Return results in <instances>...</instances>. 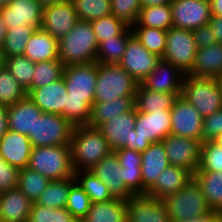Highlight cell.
Instances as JSON below:
<instances>
[{
	"label": "cell",
	"mask_w": 222,
	"mask_h": 222,
	"mask_svg": "<svg viewBox=\"0 0 222 222\" xmlns=\"http://www.w3.org/2000/svg\"><path fill=\"white\" fill-rule=\"evenodd\" d=\"M97 76V62L64 67L63 78L68 93L64 106V118L73 127L89 124Z\"/></svg>",
	"instance_id": "obj_1"
},
{
	"label": "cell",
	"mask_w": 222,
	"mask_h": 222,
	"mask_svg": "<svg viewBox=\"0 0 222 222\" xmlns=\"http://www.w3.org/2000/svg\"><path fill=\"white\" fill-rule=\"evenodd\" d=\"M98 47L91 23L79 20L58 40L59 60L64 66L96 62Z\"/></svg>",
	"instance_id": "obj_2"
},
{
	"label": "cell",
	"mask_w": 222,
	"mask_h": 222,
	"mask_svg": "<svg viewBox=\"0 0 222 222\" xmlns=\"http://www.w3.org/2000/svg\"><path fill=\"white\" fill-rule=\"evenodd\" d=\"M70 149L74 171L90 170L112 152L101 132L89 125L74 127Z\"/></svg>",
	"instance_id": "obj_3"
},
{
	"label": "cell",
	"mask_w": 222,
	"mask_h": 222,
	"mask_svg": "<svg viewBox=\"0 0 222 222\" xmlns=\"http://www.w3.org/2000/svg\"><path fill=\"white\" fill-rule=\"evenodd\" d=\"M28 167L51 181L72 178L75 171L70 145L32 147Z\"/></svg>",
	"instance_id": "obj_4"
},
{
	"label": "cell",
	"mask_w": 222,
	"mask_h": 222,
	"mask_svg": "<svg viewBox=\"0 0 222 222\" xmlns=\"http://www.w3.org/2000/svg\"><path fill=\"white\" fill-rule=\"evenodd\" d=\"M181 96L189 101L202 117L222 109V87L217 78L185 74Z\"/></svg>",
	"instance_id": "obj_5"
},
{
	"label": "cell",
	"mask_w": 222,
	"mask_h": 222,
	"mask_svg": "<svg viewBox=\"0 0 222 222\" xmlns=\"http://www.w3.org/2000/svg\"><path fill=\"white\" fill-rule=\"evenodd\" d=\"M170 222L204 216L211 212L200 185L194 178L181 190L162 199Z\"/></svg>",
	"instance_id": "obj_6"
},
{
	"label": "cell",
	"mask_w": 222,
	"mask_h": 222,
	"mask_svg": "<svg viewBox=\"0 0 222 222\" xmlns=\"http://www.w3.org/2000/svg\"><path fill=\"white\" fill-rule=\"evenodd\" d=\"M139 82L118 64L98 63L94 101H111L116 98L135 96Z\"/></svg>",
	"instance_id": "obj_7"
},
{
	"label": "cell",
	"mask_w": 222,
	"mask_h": 222,
	"mask_svg": "<svg viewBox=\"0 0 222 222\" xmlns=\"http://www.w3.org/2000/svg\"><path fill=\"white\" fill-rule=\"evenodd\" d=\"M73 129L62 115L43 112L28 138L32 147L70 145Z\"/></svg>",
	"instance_id": "obj_8"
},
{
	"label": "cell",
	"mask_w": 222,
	"mask_h": 222,
	"mask_svg": "<svg viewBox=\"0 0 222 222\" xmlns=\"http://www.w3.org/2000/svg\"><path fill=\"white\" fill-rule=\"evenodd\" d=\"M196 51L192 30L174 27L167 30L163 61L173 64L183 74H188L192 70Z\"/></svg>",
	"instance_id": "obj_9"
},
{
	"label": "cell",
	"mask_w": 222,
	"mask_h": 222,
	"mask_svg": "<svg viewBox=\"0 0 222 222\" xmlns=\"http://www.w3.org/2000/svg\"><path fill=\"white\" fill-rule=\"evenodd\" d=\"M161 142L170 165L184 168L194 175L200 163L202 142L173 134L168 135Z\"/></svg>",
	"instance_id": "obj_10"
},
{
	"label": "cell",
	"mask_w": 222,
	"mask_h": 222,
	"mask_svg": "<svg viewBox=\"0 0 222 222\" xmlns=\"http://www.w3.org/2000/svg\"><path fill=\"white\" fill-rule=\"evenodd\" d=\"M173 27L194 30L208 24L212 14L209 0H172Z\"/></svg>",
	"instance_id": "obj_11"
},
{
	"label": "cell",
	"mask_w": 222,
	"mask_h": 222,
	"mask_svg": "<svg viewBox=\"0 0 222 222\" xmlns=\"http://www.w3.org/2000/svg\"><path fill=\"white\" fill-rule=\"evenodd\" d=\"M171 111L170 134L201 141L203 119L196 108L181 95L176 98Z\"/></svg>",
	"instance_id": "obj_12"
},
{
	"label": "cell",
	"mask_w": 222,
	"mask_h": 222,
	"mask_svg": "<svg viewBox=\"0 0 222 222\" xmlns=\"http://www.w3.org/2000/svg\"><path fill=\"white\" fill-rule=\"evenodd\" d=\"M161 60L149 52L139 40L132 35L128 39L126 50L118 65L139 83L144 80Z\"/></svg>",
	"instance_id": "obj_13"
},
{
	"label": "cell",
	"mask_w": 222,
	"mask_h": 222,
	"mask_svg": "<svg viewBox=\"0 0 222 222\" xmlns=\"http://www.w3.org/2000/svg\"><path fill=\"white\" fill-rule=\"evenodd\" d=\"M79 21L72 1L50 5L43 8L40 29L59 40Z\"/></svg>",
	"instance_id": "obj_14"
},
{
	"label": "cell",
	"mask_w": 222,
	"mask_h": 222,
	"mask_svg": "<svg viewBox=\"0 0 222 222\" xmlns=\"http://www.w3.org/2000/svg\"><path fill=\"white\" fill-rule=\"evenodd\" d=\"M43 7L37 0H12L0 8V16L7 29L28 25L35 30L40 29Z\"/></svg>",
	"instance_id": "obj_15"
},
{
	"label": "cell",
	"mask_w": 222,
	"mask_h": 222,
	"mask_svg": "<svg viewBox=\"0 0 222 222\" xmlns=\"http://www.w3.org/2000/svg\"><path fill=\"white\" fill-rule=\"evenodd\" d=\"M136 122V108L119 114L101 124L97 129L107 140L108 145L115 151L120 148L132 149L133 129Z\"/></svg>",
	"instance_id": "obj_16"
},
{
	"label": "cell",
	"mask_w": 222,
	"mask_h": 222,
	"mask_svg": "<svg viewBox=\"0 0 222 222\" xmlns=\"http://www.w3.org/2000/svg\"><path fill=\"white\" fill-rule=\"evenodd\" d=\"M107 186L113 198L128 200L134 194L123 181V168L114 151L90 169Z\"/></svg>",
	"instance_id": "obj_17"
},
{
	"label": "cell",
	"mask_w": 222,
	"mask_h": 222,
	"mask_svg": "<svg viewBox=\"0 0 222 222\" xmlns=\"http://www.w3.org/2000/svg\"><path fill=\"white\" fill-rule=\"evenodd\" d=\"M135 132L141 138L151 143L163 141L171 132V111H150L149 113L136 110Z\"/></svg>",
	"instance_id": "obj_18"
},
{
	"label": "cell",
	"mask_w": 222,
	"mask_h": 222,
	"mask_svg": "<svg viewBox=\"0 0 222 222\" xmlns=\"http://www.w3.org/2000/svg\"><path fill=\"white\" fill-rule=\"evenodd\" d=\"M127 222H170L162 200L134 195L127 200Z\"/></svg>",
	"instance_id": "obj_19"
},
{
	"label": "cell",
	"mask_w": 222,
	"mask_h": 222,
	"mask_svg": "<svg viewBox=\"0 0 222 222\" xmlns=\"http://www.w3.org/2000/svg\"><path fill=\"white\" fill-rule=\"evenodd\" d=\"M184 75L176 66L161 59L140 84L156 92L181 93Z\"/></svg>",
	"instance_id": "obj_20"
},
{
	"label": "cell",
	"mask_w": 222,
	"mask_h": 222,
	"mask_svg": "<svg viewBox=\"0 0 222 222\" xmlns=\"http://www.w3.org/2000/svg\"><path fill=\"white\" fill-rule=\"evenodd\" d=\"M67 94L62 77L51 84L32 89L27 95L42 112L60 114L64 117Z\"/></svg>",
	"instance_id": "obj_21"
},
{
	"label": "cell",
	"mask_w": 222,
	"mask_h": 222,
	"mask_svg": "<svg viewBox=\"0 0 222 222\" xmlns=\"http://www.w3.org/2000/svg\"><path fill=\"white\" fill-rule=\"evenodd\" d=\"M32 144L28 136L7 130L0 139V155L8 164L23 169L28 167Z\"/></svg>",
	"instance_id": "obj_22"
},
{
	"label": "cell",
	"mask_w": 222,
	"mask_h": 222,
	"mask_svg": "<svg viewBox=\"0 0 222 222\" xmlns=\"http://www.w3.org/2000/svg\"><path fill=\"white\" fill-rule=\"evenodd\" d=\"M8 129L28 136L33 133L36 120L42 110L27 95L14 105L6 107Z\"/></svg>",
	"instance_id": "obj_23"
},
{
	"label": "cell",
	"mask_w": 222,
	"mask_h": 222,
	"mask_svg": "<svg viewBox=\"0 0 222 222\" xmlns=\"http://www.w3.org/2000/svg\"><path fill=\"white\" fill-rule=\"evenodd\" d=\"M170 165L162 142L152 143L141 152V174L144 195L156 183L161 172Z\"/></svg>",
	"instance_id": "obj_24"
},
{
	"label": "cell",
	"mask_w": 222,
	"mask_h": 222,
	"mask_svg": "<svg viewBox=\"0 0 222 222\" xmlns=\"http://www.w3.org/2000/svg\"><path fill=\"white\" fill-rule=\"evenodd\" d=\"M193 178L186 169L169 165L158 176L156 183L148 190L147 196L162 200L183 189Z\"/></svg>",
	"instance_id": "obj_25"
},
{
	"label": "cell",
	"mask_w": 222,
	"mask_h": 222,
	"mask_svg": "<svg viewBox=\"0 0 222 222\" xmlns=\"http://www.w3.org/2000/svg\"><path fill=\"white\" fill-rule=\"evenodd\" d=\"M33 202L18 188L0 193V222L28 219Z\"/></svg>",
	"instance_id": "obj_26"
},
{
	"label": "cell",
	"mask_w": 222,
	"mask_h": 222,
	"mask_svg": "<svg viewBox=\"0 0 222 222\" xmlns=\"http://www.w3.org/2000/svg\"><path fill=\"white\" fill-rule=\"evenodd\" d=\"M188 75L218 79L222 75V43L197 48L192 70Z\"/></svg>",
	"instance_id": "obj_27"
},
{
	"label": "cell",
	"mask_w": 222,
	"mask_h": 222,
	"mask_svg": "<svg viewBox=\"0 0 222 222\" xmlns=\"http://www.w3.org/2000/svg\"><path fill=\"white\" fill-rule=\"evenodd\" d=\"M123 168V181L134 195H144L141 174V152L120 148L114 151Z\"/></svg>",
	"instance_id": "obj_28"
},
{
	"label": "cell",
	"mask_w": 222,
	"mask_h": 222,
	"mask_svg": "<svg viewBox=\"0 0 222 222\" xmlns=\"http://www.w3.org/2000/svg\"><path fill=\"white\" fill-rule=\"evenodd\" d=\"M23 55L32 62L59 60L58 40L42 29L35 30L26 43Z\"/></svg>",
	"instance_id": "obj_29"
},
{
	"label": "cell",
	"mask_w": 222,
	"mask_h": 222,
	"mask_svg": "<svg viewBox=\"0 0 222 222\" xmlns=\"http://www.w3.org/2000/svg\"><path fill=\"white\" fill-rule=\"evenodd\" d=\"M134 107L135 96L120 97L107 102L94 101L88 125L98 128L101 124L112 120L119 114L131 111Z\"/></svg>",
	"instance_id": "obj_30"
},
{
	"label": "cell",
	"mask_w": 222,
	"mask_h": 222,
	"mask_svg": "<svg viewBox=\"0 0 222 222\" xmlns=\"http://www.w3.org/2000/svg\"><path fill=\"white\" fill-rule=\"evenodd\" d=\"M127 201L113 198L108 202L92 203L80 222H127Z\"/></svg>",
	"instance_id": "obj_31"
},
{
	"label": "cell",
	"mask_w": 222,
	"mask_h": 222,
	"mask_svg": "<svg viewBox=\"0 0 222 222\" xmlns=\"http://www.w3.org/2000/svg\"><path fill=\"white\" fill-rule=\"evenodd\" d=\"M181 93H163L144 88L138 84L135 95V108L139 112L170 110Z\"/></svg>",
	"instance_id": "obj_32"
},
{
	"label": "cell",
	"mask_w": 222,
	"mask_h": 222,
	"mask_svg": "<svg viewBox=\"0 0 222 222\" xmlns=\"http://www.w3.org/2000/svg\"><path fill=\"white\" fill-rule=\"evenodd\" d=\"M193 178L200 185L211 210L221 212L222 170L219 172H195Z\"/></svg>",
	"instance_id": "obj_33"
},
{
	"label": "cell",
	"mask_w": 222,
	"mask_h": 222,
	"mask_svg": "<svg viewBox=\"0 0 222 222\" xmlns=\"http://www.w3.org/2000/svg\"><path fill=\"white\" fill-rule=\"evenodd\" d=\"M132 35L131 27H127L120 35L103 40L98 47L96 62L118 64L126 50L128 39Z\"/></svg>",
	"instance_id": "obj_34"
},
{
	"label": "cell",
	"mask_w": 222,
	"mask_h": 222,
	"mask_svg": "<svg viewBox=\"0 0 222 222\" xmlns=\"http://www.w3.org/2000/svg\"><path fill=\"white\" fill-rule=\"evenodd\" d=\"M133 26L169 30L173 27L170 4L142 7L138 19Z\"/></svg>",
	"instance_id": "obj_35"
},
{
	"label": "cell",
	"mask_w": 222,
	"mask_h": 222,
	"mask_svg": "<svg viewBox=\"0 0 222 222\" xmlns=\"http://www.w3.org/2000/svg\"><path fill=\"white\" fill-rule=\"evenodd\" d=\"M76 182L75 177L50 181L35 204L51 208H66L68 193Z\"/></svg>",
	"instance_id": "obj_36"
},
{
	"label": "cell",
	"mask_w": 222,
	"mask_h": 222,
	"mask_svg": "<svg viewBox=\"0 0 222 222\" xmlns=\"http://www.w3.org/2000/svg\"><path fill=\"white\" fill-rule=\"evenodd\" d=\"M74 177L92 203L108 202L113 199L107 186L91 170L75 171Z\"/></svg>",
	"instance_id": "obj_37"
},
{
	"label": "cell",
	"mask_w": 222,
	"mask_h": 222,
	"mask_svg": "<svg viewBox=\"0 0 222 222\" xmlns=\"http://www.w3.org/2000/svg\"><path fill=\"white\" fill-rule=\"evenodd\" d=\"M35 29L28 25H20L7 30L6 38L0 51V58L23 55L31 35Z\"/></svg>",
	"instance_id": "obj_38"
},
{
	"label": "cell",
	"mask_w": 222,
	"mask_h": 222,
	"mask_svg": "<svg viewBox=\"0 0 222 222\" xmlns=\"http://www.w3.org/2000/svg\"><path fill=\"white\" fill-rule=\"evenodd\" d=\"M133 35L151 53L162 59L166 48L167 31L159 28L132 26Z\"/></svg>",
	"instance_id": "obj_39"
},
{
	"label": "cell",
	"mask_w": 222,
	"mask_h": 222,
	"mask_svg": "<svg viewBox=\"0 0 222 222\" xmlns=\"http://www.w3.org/2000/svg\"><path fill=\"white\" fill-rule=\"evenodd\" d=\"M50 181L41 173L25 167L19 171L18 188L35 203Z\"/></svg>",
	"instance_id": "obj_40"
},
{
	"label": "cell",
	"mask_w": 222,
	"mask_h": 222,
	"mask_svg": "<svg viewBox=\"0 0 222 222\" xmlns=\"http://www.w3.org/2000/svg\"><path fill=\"white\" fill-rule=\"evenodd\" d=\"M64 64L60 60H50L35 62L34 75L31 87L26 91L27 94L35 88L51 84L63 77Z\"/></svg>",
	"instance_id": "obj_41"
},
{
	"label": "cell",
	"mask_w": 222,
	"mask_h": 222,
	"mask_svg": "<svg viewBox=\"0 0 222 222\" xmlns=\"http://www.w3.org/2000/svg\"><path fill=\"white\" fill-rule=\"evenodd\" d=\"M0 60L16 81L27 91L31 87L35 62H32L24 55L0 58Z\"/></svg>",
	"instance_id": "obj_42"
},
{
	"label": "cell",
	"mask_w": 222,
	"mask_h": 222,
	"mask_svg": "<svg viewBox=\"0 0 222 222\" xmlns=\"http://www.w3.org/2000/svg\"><path fill=\"white\" fill-rule=\"evenodd\" d=\"M26 96L25 89L16 81L10 71L2 66L0 68V106L14 105Z\"/></svg>",
	"instance_id": "obj_43"
},
{
	"label": "cell",
	"mask_w": 222,
	"mask_h": 222,
	"mask_svg": "<svg viewBox=\"0 0 222 222\" xmlns=\"http://www.w3.org/2000/svg\"><path fill=\"white\" fill-rule=\"evenodd\" d=\"M78 19L94 21L111 14V0H71Z\"/></svg>",
	"instance_id": "obj_44"
},
{
	"label": "cell",
	"mask_w": 222,
	"mask_h": 222,
	"mask_svg": "<svg viewBox=\"0 0 222 222\" xmlns=\"http://www.w3.org/2000/svg\"><path fill=\"white\" fill-rule=\"evenodd\" d=\"M29 219L32 222H79L66 208H51L32 204Z\"/></svg>",
	"instance_id": "obj_45"
},
{
	"label": "cell",
	"mask_w": 222,
	"mask_h": 222,
	"mask_svg": "<svg viewBox=\"0 0 222 222\" xmlns=\"http://www.w3.org/2000/svg\"><path fill=\"white\" fill-rule=\"evenodd\" d=\"M90 23L99 44L105 39L120 35L128 27L112 14L91 21Z\"/></svg>",
	"instance_id": "obj_46"
},
{
	"label": "cell",
	"mask_w": 222,
	"mask_h": 222,
	"mask_svg": "<svg viewBox=\"0 0 222 222\" xmlns=\"http://www.w3.org/2000/svg\"><path fill=\"white\" fill-rule=\"evenodd\" d=\"M222 170V147L213 141L201 145L200 163L196 172H219Z\"/></svg>",
	"instance_id": "obj_47"
},
{
	"label": "cell",
	"mask_w": 222,
	"mask_h": 222,
	"mask_svg": "<svg viewBox=\"0 0 222 222\" xmlns=\"http://www.w3.org/2000/svg\"><path fill=\"white\" fill-rule=\"evenodd\" d=\"M91 204L89 196L75 182L69 190L66 209L80 222L88 213Z\"/></svg>",
	"instance_id": "obj_48"
},
{
	"label": "cell",
	"mask_w": 222,
	"mask_h": 222,
	"mask_svg": "<svg viewBox=\"0 0 222 222\" xmlns=\"http://www.w3.org/2000/svg\"><path fill=\"white\" fill-rule=\"evenodd\" d=\"M142 8L140 0H111V14L128 27H132Z\"/></svg>",
	"instance_id": "obj_49"
},
{
	"label": "cell",
	"mask_w": 222,
	"mask_h": 222,
	"mask_svg": "<svg viewBox=\"0 0 222 222\" xmlns=\"http://www.w3.org/2000/svg\"><path fill=\"white\" fill-rule=\"evenodd\" d=\"M220 133H222V109L204 117L201 142L213 141Z\"/></svg>",
	"instance_id": "obj_50"
},
{
	"label": "cell",
	"mask_w": 222,
	"mask_h": 222,
	"mask_svg": "<svg viewBox=\"0 0 222 222\" xmlns=\"http://www.w3.org/2000/svg\"><path fill=\"white\" fill-rule=\"evenodd\" d=\"M19 171L5 160L0 162V193L18 187Z\"/></svg>",
	"instance_id": "obj_51"
},
{
	"label": "cell",
	"mask_w": 222,
	"mask_h": 222,
	"mask_svg": "<svg viewBox=\"0 0 222 222\" xmlns=\"http://www.w3.org/2000/svg\"><path fill=\"white\" fill-rule=\"evenodd\" d=\"M192 34L197 48H203L205 46L216 43L215 36L211 31V27L209 24L200 26L199 28L192 30Z\"/></svg>",
	"instance_id": "obj_52"
},
{
	"label": "cell",
	"mask_w": 222,
	"mask_h": 222,
	"mask_svg": "<svg viewBox=\"0 0 222 222\" xmlns=\"http://www.w3.org/2000/svg\"><path fill=\"white\" fill-rule=\"evenodd\" d=\"M208 24L215 36L216 43H222V17L212 16Z\"/></svg>",
	"instance_id": "obj_53"
},
{
	"label": "cell",
	"mask_w": 222,
	"mask_h": 222,
	"mask_svg": "<svg viewBox=\"0 0 222 222\" xmlns=\"http://www.w3.org/2000/svg\"><path fill=\"white\" fill-rule=\"evenodd\" d=\"M152 143L148 139L141 138L133 129L132 150L145 151Z\"/></svg>",
	"instance_id": "obj_54"
},
{
	"label": "cell",
	"mask_w": 222,
	"mask_h": 222,
	"mask_svg": "<svg viewBox=\"0 0 222 222\" xmlns=\"http://www.w3.org/2000/svg\"><path fill=\"white\" fill-rule=\"evenodd\" d=\"M179 222H220V212L212 210L211 212H209L204 216L190 218Z\"/></svg>",
	"instance_id": "obj_55"
},
{
	"label": "cell",
	"mask_w": 222,
	"mask_h": 222,
	"mask_svg": "<svg viewBox=\"0 0 222 222\" xmlns=\"http://www.w3.org/2000/svg\"><path fill=\"white\" fill-rule=\"evenodd\" d=\"M8 130L6 107L0 106V139Z\"/></svg>",
	"instance_id": "obj_56"
},
{
	"label": "cell",
	"mask_w": 222,
	"mask_h": 222,
	"mask_svg": "<svg viewBox=\"0 0 222 222\" xmlns=\"http://www.w3.org/2000/svg\"><path fill=\"white\" fill-rule=\"evenodd\" d=\"M212 16L222 17V0H209Z\"/></svg>",
	"instance_id": "obj_57"
},
{
	"label": "cell",
	"mask_w": 222,
	"mask_h": 222,
	"mask_svg": "<svg viewBox=\"0 0 222 222\" xmlns=\"http://www.w3.org/2000/svg\"><path fill=\"white\" fill-rule=\"evenodd\" d=\"M172 0H140L141 6H157L170 4Z\"/></svg>",
	"instance_id": "obj_58"
},
{
	"label": "cell",
	"mask_w": 222,
	"mask_h": 222,
	"mask_svg": "<svg viewBox=\"0 0 222 222\" xmlns=\"http://www.w3.org/2000/svg\"><path fill=\"white\" fill-rule=\"evenodd\" d=\"M7 26L5 25L4 20L0 16V51L2 49V45L4 43V40L6 38V33H7Z\"/></svg>",
	"instance_id": "obj_59"
},
{
	"label": "cell",
	"mask_w": 222,
	"mask_h": 222,
	"mask_svg": "<svg viewBox=\"0 0 222 222\" xmlns=\"http://www.w3.org/2000/svg\"><path fill=\"white\" fill-rule=\"evenodd\" d=\"M37 1L44 8V7H47V6H50V5L60 4V3H63V2H68L70 0H37Z\"/></svg>",
	"instance_id": "obj_60"
},
{
	"label": "cell",
	"mask_w": 222,
	"mask_h": 222,
	"mask_svg": "<svg viewBox=\"0 0 222 222\" xmlns=\"http://www.w3.org/2000/svg\"><path fill=\"white\" fill-rule=\"evenodd\" d=\"M213 142L222 147V133L218 134Z\"/></svg>",
	"instance_id": "obj_61"
},
{
	"label": "cell",
	"mask_w": 222,
	"mask_h": 222,
	"mask_svg": "<svg viewBox=\"0 0 222 222\" xmlns=\"http://www.w3.org/2000/svg\"><path fill=\"white\" fill-rule=\"evenodd\" d=\"M12 0H0V8L5 7L7 4H9Z\"/></svg>",
	"instance_id": "obj_62"
},
{
	"label": "cell",
	"mask_w": 222,
	"mask_h": 222,
	"mask_svg": "<svg viewBox=\"0 0 222 222\" xmlns=\"http://www.w3.org/2000/svg\"><path fill=\"white\" fill-rule=\"evenodd\" d=\"M20 222H32V221L28 218V219L22 220Z\"/></svg>",
	"instance_id": "obj_63"
},
{
	"label": "cell",
	"mask_w": 222,
	"mask_h": 222,
	"mask_svg": "<svg viewBox=\"0 0 222 222\" xmlns=\"http://www.w3.org/2000/svg\"><path fill=\"white\" fill-rule=\"evenodd\" d=\"M222 87V75L218 78Z\"/></svg>",
	"instance_id": "obj_64"
},
{
	"label": "cell",
	"mask_w": 222,
	"mask_h": 222,
	"mask_svg": "<svg viewBox=\"0 0 222 222\" xmlns=\"http://www.w3.org/2000/svg\"><path fill=\"white\" fill-rule=\"evenodd\" d=\"M220 222H222V211L220 212Z\"/></svg>",
	"instance_id": "obj_65"
},
{
	"label": "cell",
	"mask_w": 222,
	"mask_h": 222,
	"mask_svg": "<svg viewBox=\"0 0 222 222\" xmlns=\"http://www.w3.org/2000/svg\"><path fill=\"white\" fill-rule=\"evenodd\" d=\"M3 66V63H2V61L0 60V68Z\"/></svg>",
	"instance_id": "obj_66"
}]
</instances>
